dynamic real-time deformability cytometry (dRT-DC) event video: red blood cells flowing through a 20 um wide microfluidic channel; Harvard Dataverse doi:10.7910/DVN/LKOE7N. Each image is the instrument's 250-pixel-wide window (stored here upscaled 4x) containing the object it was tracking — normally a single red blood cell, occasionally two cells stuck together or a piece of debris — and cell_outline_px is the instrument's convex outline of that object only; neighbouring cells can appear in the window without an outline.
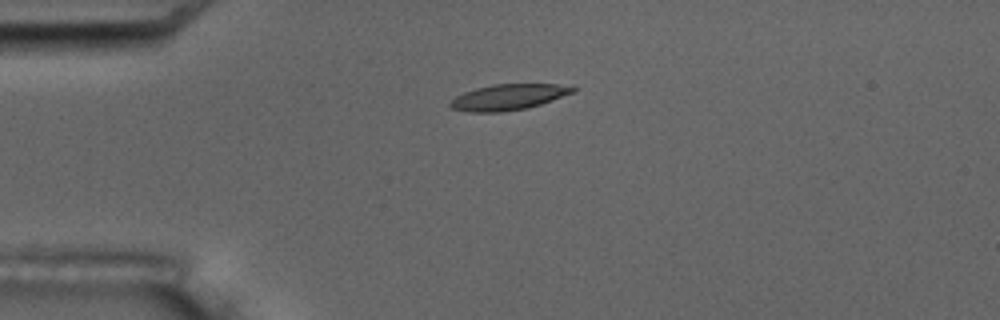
{"species": "common noctule bat (a hibernating species)", "species_latin": "Nyctalus noctula", "temperature_condition": "room temperature", "stored_images_in_passage": 4, "camera_frame_rate_fps": 3000, "um_per_image_px": 0.085, "animal": {"sex": "male", "body_mass_g": 17.5, "forearm_length_mm": 52.3}, "frame": {"image": 1, "passage_image": 3, "time_ms": 2.0, "image_size_px": [1000, 320], "cell_outline_px": [[576, 92], [528, 108], [500, 112], [464, 112], [448, 108], [448, 104], [456, 96], [464, 92], [476, 88], [492, 84], [556, 84], [576, 88]], "centroid_in_image_um": [43.16, 8.26], "position_along_channel_um": 41.8, "area_um2": 18.55}}